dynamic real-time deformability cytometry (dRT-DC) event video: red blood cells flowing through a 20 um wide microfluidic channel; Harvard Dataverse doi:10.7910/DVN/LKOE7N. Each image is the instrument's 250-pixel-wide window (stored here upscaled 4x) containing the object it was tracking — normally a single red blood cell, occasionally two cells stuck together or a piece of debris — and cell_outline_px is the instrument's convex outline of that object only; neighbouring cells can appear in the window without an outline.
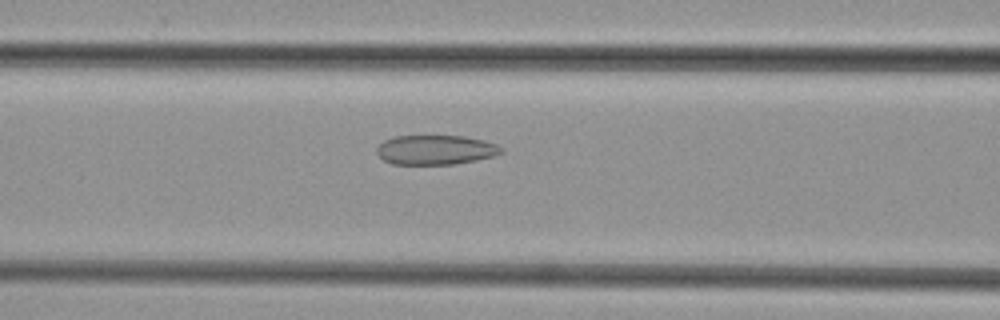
{"species": "common noctule bat (a hibernating species)", "species_latin": "Nyctalus noctula", "temperature_condition": "cold", "stored_images_in_passage": 37, "camera_frame_rate_fps": 3000, "um_per_image_px": 0.085, "animal": {"sex": "female", "body_mass_g": 29.2, "forearm_length_mm": 56.3}, "frame": {"image": 1, "passage_image": 13, "time_ms": 4.0, "image_size_px": [1000, 320], "cell_outline_px": [[504, 152], [492, 156], [476, 160], [452, 164], [392, 164], [384, 160], [376, 152], [376, 148], [384, 140], [396, 136], [464, 136], [484, 140], [496, 144], [504, 148]], "centroid_in_image_um": [37.03, 12.73], "position_along_channel_um": 129.6, "area_um2": 21.39}}
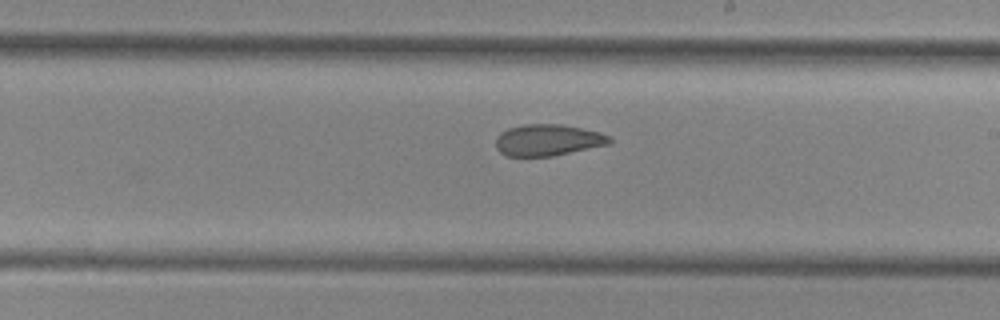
{"frame": {"image": 2, "passage_image": 21, "time_ms": 6.667, "image_size_px": [1000, 320], "cell_outline_px": [[612, 144], [552, 156], [504, 156], [496, 148], [496, 136], [500, 132], [508, 128], [524, 124], [560, 124], [600, 132], [612, 136]], "centroid_in_image_um": [46.58, 11.91], "position_along_channel_um": 242.4, "area_um2": 21.1}}
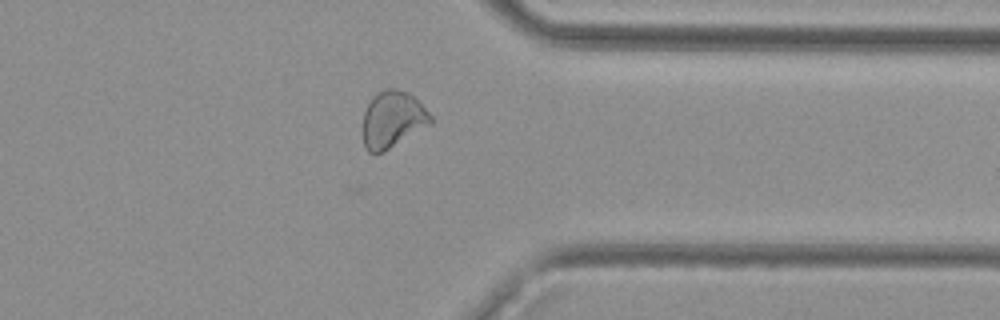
{"frame": {"image": 3, "passage_image": 31, "time_ms": 10.0, "image_size_px": [1000, 320], "cell_outline_px": [[432, 124], [384, 152], [376, 156], [368, 152], [364, 148], [364, 112], [372, 96], [376, 92], [384, 88], [396, 88], [408, 92], [432, 116]], "centroid_in_image_um": [33.36, 10.18], "position_along_channel_um": 378.0, "area_um2": 22.6}}